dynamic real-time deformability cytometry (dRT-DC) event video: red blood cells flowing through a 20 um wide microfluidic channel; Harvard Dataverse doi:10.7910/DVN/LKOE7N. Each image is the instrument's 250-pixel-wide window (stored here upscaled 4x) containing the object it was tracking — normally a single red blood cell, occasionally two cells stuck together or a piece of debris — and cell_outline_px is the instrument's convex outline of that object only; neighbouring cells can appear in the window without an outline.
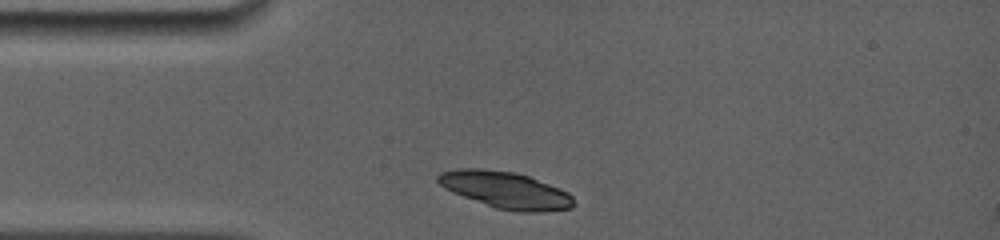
{"species": "common noctule bat (a hibernating species)", "species_latin": "Nyctalus noctula", "temperature_condition": "room temperature", "stored_images_in_passage": 2, "camera_frame_rate_fps": 5000, "um_per_image_px": 0.085, "animal": {"sex": "female", "body_mass_g": 19.0, "forearm_length_mm": 56.7}, "frame": {"image": 1, "passage_image": 1, "time_ms": 0.0, "image_size_px": [1000, 240], "cell_outline_px": [[572, 208], [544, 212], [516, 212], [496, 208], [452, 192], [444, 188], [436, 180], [436, 176], [440, 172], [456, 168], [480, 168], [516, 172], [528, 176], [560, 188], [568, 192], [572, 196]], "centroid_in_image_um": [42.95, 16.14], "position_along_channel_um": 42.1, "area_um2": 29.13}}